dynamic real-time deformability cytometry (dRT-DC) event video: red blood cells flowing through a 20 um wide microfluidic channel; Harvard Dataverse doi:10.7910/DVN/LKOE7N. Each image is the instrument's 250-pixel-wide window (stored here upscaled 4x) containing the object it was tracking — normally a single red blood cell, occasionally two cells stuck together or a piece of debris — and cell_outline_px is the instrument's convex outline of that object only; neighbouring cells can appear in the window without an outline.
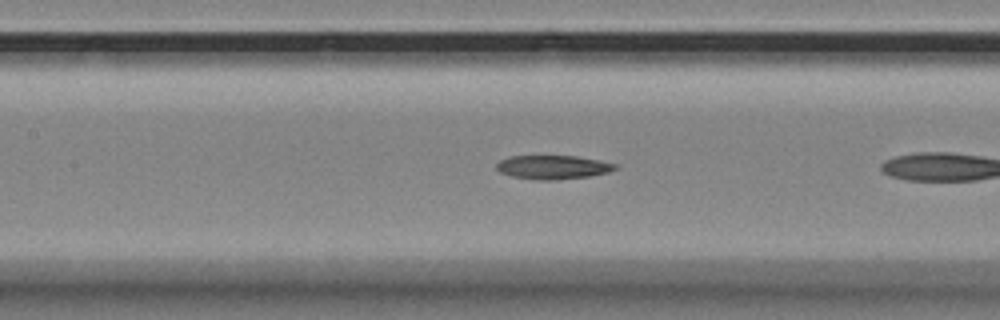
{"species": "Egyptian fruit bat (a non-hibernating species)", "species_latin": "Rousettus aegyptiacus", "temperature_condition": "room temperature", "stored_images_in_passage": 28, "camera_frame_rate_fps": 3000, "um_per_image_px": 0.085, "animal": {"sex": "female"}, "frame": {"image": 1, "passage_image": 9, "time_ms": 2.667, "image_size_px": [1000, 320], "cell_outline_px": [[616, 168], [608, 172], [588, 176], [552, 180], [532, 180], [512, 176], [500, 172], [496, 168], [496, 164], [500, 160], [508, 156], [576, 156], [616, 164]], "centroid_in_image_um": [46.93, 14.21], "position_along_channel_um": 160.5, "area_um2": 16.3}}
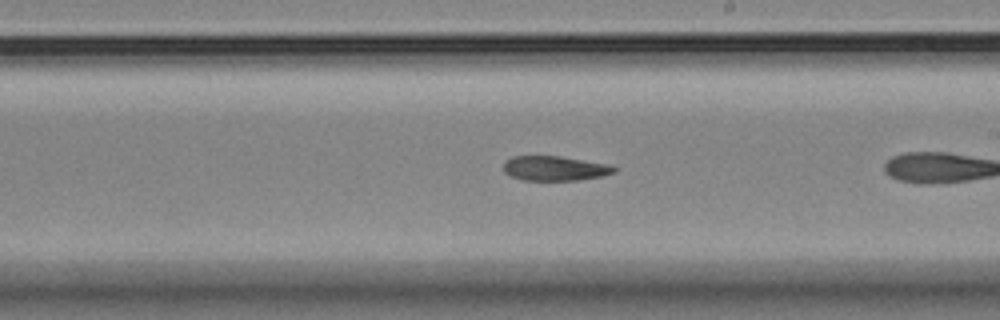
{"frame": {"image": 2, "passage_image": 16, "time_ms": 5.0, "image_size_px": [1000, 320], "cell_outline_px": [[616, 172], [600, 176], [576, 180], [524, 180], [512, 176], [504, 172], [504, 160], [512, 156], [560, 156], [612, 164], [616, 168]], "centroid_in_image_um": [47.17, 14.29], "position_along_channel_um": 241.8, "area_um2": 15.95}}